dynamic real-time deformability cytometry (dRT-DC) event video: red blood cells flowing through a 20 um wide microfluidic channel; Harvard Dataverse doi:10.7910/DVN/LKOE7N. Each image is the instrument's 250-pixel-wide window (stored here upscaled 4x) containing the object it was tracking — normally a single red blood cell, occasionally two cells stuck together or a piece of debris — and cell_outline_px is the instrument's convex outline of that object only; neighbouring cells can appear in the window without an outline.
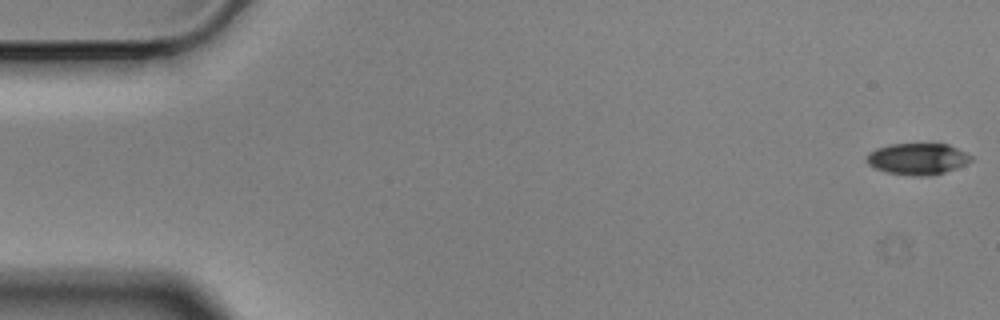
{"species": "Egyptian fruit bat (a non-hibernating species)", "species_latin": "Rousettus aegyptiacus", "temperature_condition": "cold", "stored_images_in_passage": 9, "camera_frame_rate_fps": 3000, "um_per_image_px": 0.085, "animal": {"sex": "male"}, "frame": {"image": 1, "passage_image": 1, "time_ms": 0.0, "image_size_px": [1000, 320], "cell_outline_px": [[972, 160], [956, 168], [944, 172], [928, 176], [920, 176], [884, 172], [868, 164], [864, 160], [864, 156], [868, 152], [876, 148], [892, 144], [948, 144], [972, 156]], "centroid_in_image_um": [77.93, 13.5], "position_along_channel_um": 7.1, "area_um2": 19.07}}
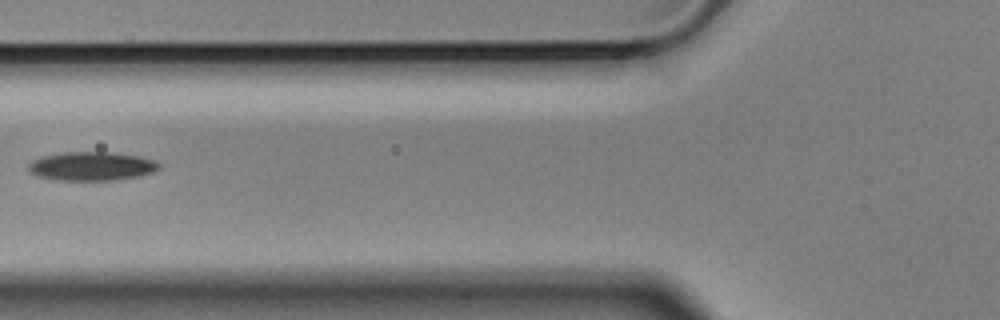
{"frame": {"image": 2, "passage_image": 7, "time_ms": 2.0, "image_size_px": [1000, 320], "cell_outline_px": [[160, 168], [152, 172], [140, 176], [116, 180], [56, 180], [36, 176], [28, 172], [28, 164], [32, 160], [40, 156], [64, 152], [104, 152], [140, 156], [152, 160], [160, 164]], "centroid_in_image_um": [7.73, 14.13], "position_along_channel_um": 118.1, "area_um2": 22.02}}
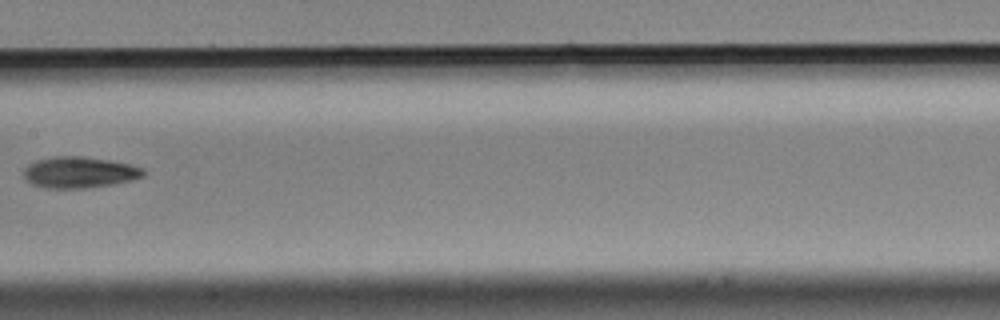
{"frame": {"image": 3, "passage_image": 9, "time_ms": 2.667, "image_size_px": [1000, 320], "cell_outline_px": [[144, 176], [132, 180], [112, 184], [84, 188], [44, 188], [32, 184], [24, 180], [24, 168], [28, 164], [36, 160], [52, 156], [80, 156], [108, 160], [132, 164], [144, 168]], "centroid_in_image_um": [6.72, 14.64], "position_along_channel_um": 200.7, "area_um2": 21.91}}